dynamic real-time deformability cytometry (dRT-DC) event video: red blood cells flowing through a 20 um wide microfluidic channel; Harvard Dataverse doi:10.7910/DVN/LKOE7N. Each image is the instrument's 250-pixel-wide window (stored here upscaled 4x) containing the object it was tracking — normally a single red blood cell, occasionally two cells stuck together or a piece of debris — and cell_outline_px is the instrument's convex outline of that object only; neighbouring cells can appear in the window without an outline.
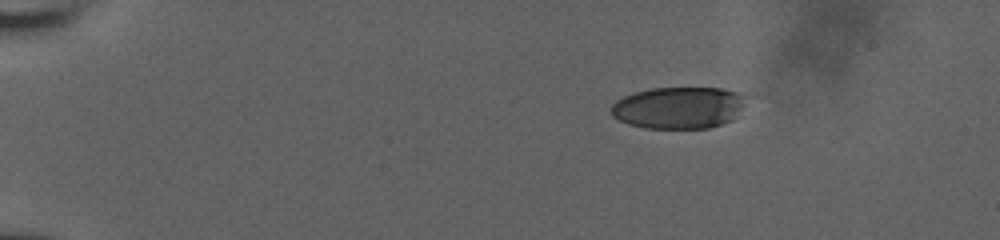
{"species": "human", "species_latin": "Homo sapiens", "temperature_condition": "room temperature", "stored_images_in_passage": 46, "camera_frame_rate_fps": 3000, "um_per_image_px": 0.085, "donor": {"sex": "male"}, "frame": {"image": 1, "passage_image": 1, "time_ms": 0.0, "image_size_px": [1000, 240], "cell_outline_px": [[748, 96], [744, 104], [732, 120], [708, 128], [644, 128], [628, 124], [612, 116], [608, 108], [616, 100], [624, 96], [636, 92], [652, 88], [720, 88], [736, 92]], "centroid_in_image_um": [57.65, 9.15], "position_along_channel_um": 27.3, "area_um2": 32.95}}
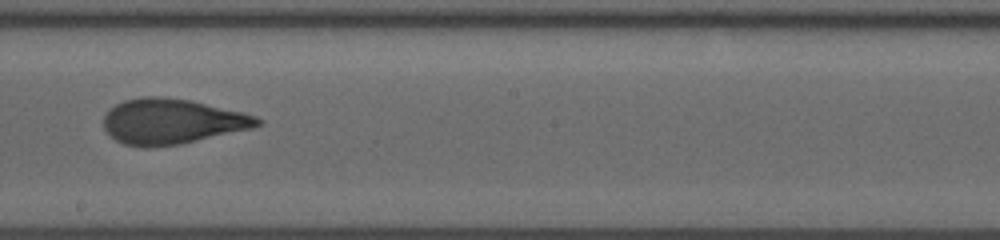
{"frame": {"image": 2, "passage_image": 25, "time_ms": 8.0, "image_size_px": [1000, 240], "cell_outline_px": [[264, 124], [252, 128], [180, 144], [148, 148], [144, 148], [124, 144], [116, 140], [104, 128], [104, 116], [108, 108], [124, 100], [140, 96], [164, 96], [192, 100], [244, 112], [256, 116], [264, 120]], "centroid_in_image_um": [14.63, 10.31], "position_along_channel_um": 233.6, "area_um2": 41.04}}
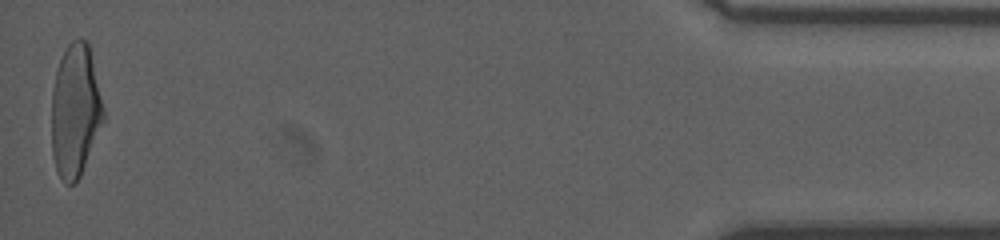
{"frame": {"image": 3, "passage_image": 46, "time_ms": 15.0, "image_size_px": [1000, 240], "cell_outline_px": [[104, 120], [80, 176], [72, 184], [64, 184], [56, 172], [52, 156], [52, 92], [56, 72], [60, 60], [68, 44], [72, 40], [88, 40], [104, 108]], "centroid_in_image_um": [6.39, 9.43], "position_along_channel_um": 428.8, "area_um2": 40.06}, "authors_computed_cell_mechanics": {"area_um2": 39.9398, "velocity_mm_per_s": 3.9538, "shape_relaxation_time_tau1_ms": 4.9559, "shape_relaxation_time_tau2_ms": 1.0861, "deformation_change_tau1": 0.2119, "deformation_change_tau2": 0.0952}}